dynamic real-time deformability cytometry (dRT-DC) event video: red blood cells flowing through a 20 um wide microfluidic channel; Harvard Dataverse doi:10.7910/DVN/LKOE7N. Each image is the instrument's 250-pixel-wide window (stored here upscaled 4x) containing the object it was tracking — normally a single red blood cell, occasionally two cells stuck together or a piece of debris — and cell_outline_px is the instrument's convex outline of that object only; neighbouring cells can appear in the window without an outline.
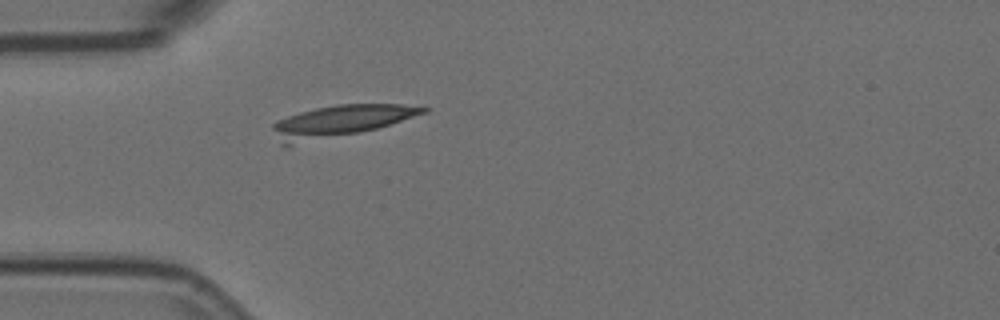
{"species": "Egyptian fruit bat (a non-hibernating species)", "species_latin": "Rousettus aegyptiacus", "temperature_condition": "room temperature", "stored_images_in_passage": 1, "camera_frame_rate_fps": 3000, "um_per_image_px": 0.085, "animal": {"sex": "female"}, "frame": {"image": 1, "passage_image": 1, "time_ms": 0.0, "image_size_px": [1000, 320], "cell_outline_px": [[428, 112], [376, 128], [360, 132], [292, 144], [280, 144], [272, 128], [272, 124], [276, 120], [300, 112], [316, 108], [336, 104], [400, 104], [428, 108]], "centroid_in_image_um": [28.9, 10.28], "position_along_channel_um": 56.1, "area_um2": 27.05}}